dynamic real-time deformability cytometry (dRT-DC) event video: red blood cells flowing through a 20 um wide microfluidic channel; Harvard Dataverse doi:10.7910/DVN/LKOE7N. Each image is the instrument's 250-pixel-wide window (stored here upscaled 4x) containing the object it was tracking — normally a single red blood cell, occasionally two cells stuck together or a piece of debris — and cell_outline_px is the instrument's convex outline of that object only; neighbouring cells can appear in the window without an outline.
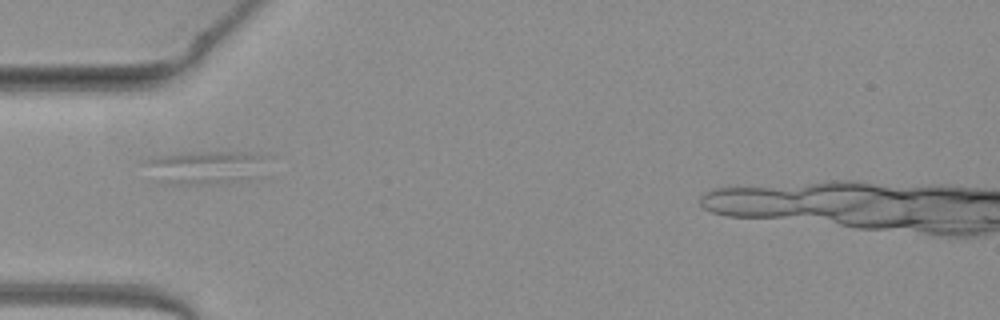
{"species": "common noctule bat (a hibernating species)", "species_latin": "Nyctalus noctula", "temperature_condition": "warm", "stored_images_in_passage": 22, "camera_frame_rate_fps": 3000, "um_per_image_px": 0.085, "animal": {"sex": "female", "body_mass_g": 19.3, "forearm_length_mm": 54.1}, "frame": {"image": 1, "passage_image": 7, "time_ms": 2.0, "image_size_px": [1000, 320], "cell_outline_px": [[264, 156], [252, 176], [192, 184], [164, 184], [156, 180], [140, 164], [140, 160], [148, 156], [192, 152], [248, 152]], "centroid_in_image_um": [17.07, 14.17], "position_along_channel_um": 67.9, "area_um2": 22.66}}
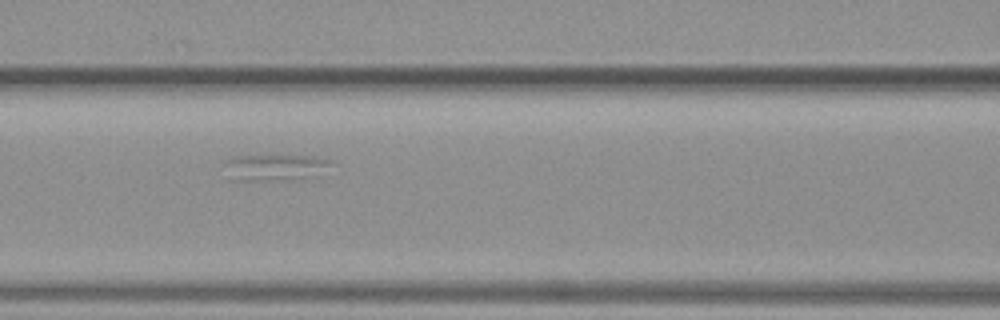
{"frame": {"image": 2, "passage_image": 13, "time_ms": 4.0, "image_size_px": [1000, 320], "cell_outline_px": [[332, 160], [304, 176], [296, 180], [232, 180], [224, 164], [228, 160], [236, 156], [308, 156]], "centroid_in_image_um": [23.15, 14.22], "position_along_channel_um": 143.4, "area_um2": 15.09}}
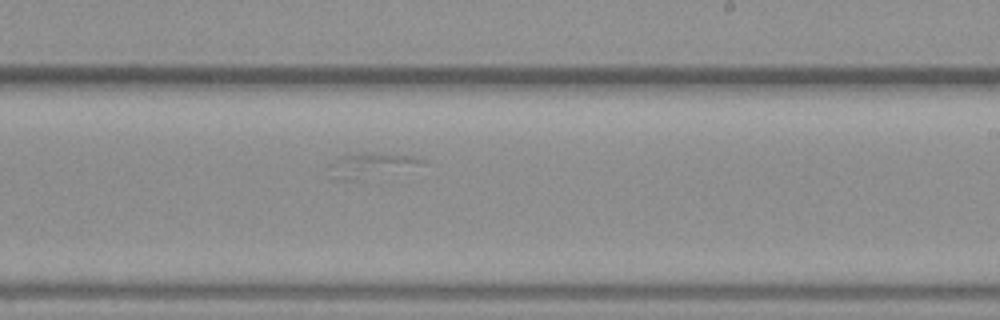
{"frame": {"image": 3, "passage_image": 22, "time_ms": 7.0, "image_size_px": [1000, 320], "cell_outline_px": [[428, 160], [424, 164], [348, 180], [336, 180], [332, 176], [328, 164], [340, 156], [364, 152], [416, 156]], "centroid_in_image_um": [31.48, 13.99], "position_along_channel_um": 257.5, "area_um2": 12.66}}